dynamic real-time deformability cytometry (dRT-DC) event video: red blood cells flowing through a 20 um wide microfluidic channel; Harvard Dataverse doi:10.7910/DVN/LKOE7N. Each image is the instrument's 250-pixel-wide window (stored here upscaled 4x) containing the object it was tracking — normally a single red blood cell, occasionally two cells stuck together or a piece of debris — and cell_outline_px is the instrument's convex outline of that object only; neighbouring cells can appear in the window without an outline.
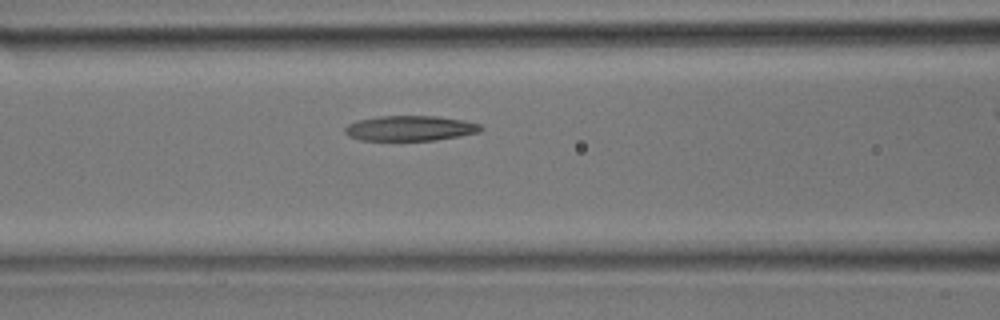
{"species": "common noctule bat (a hibernating species)", "species_latin": "Nyctalus noctula", "temperature_condition": "room temperature", "stored_images_in_passage": 20, "camera_frame_rate_fps": 3000, "um_per_image_px": 0.085, "animal": {"sex": "male", "body_mass_g": 17.9}, "frame": {"image": 1, "passage_image": 6, "time_ms": 1.667, "image_size_px": [1000, 320], "cell_outline_px": [[484, 128], [480, 132], [460, 136], [436, 140], [360, 140], [348, 136], [344, 132], [344, 128], [348, 124], [360, 120], [380, 116], [436, 116], [464, 120], [480, 124]], "centroid_in_image_um": [34.88, 10.9], "position_along_channel_um": 131.7, "area_um2": 19.94}}
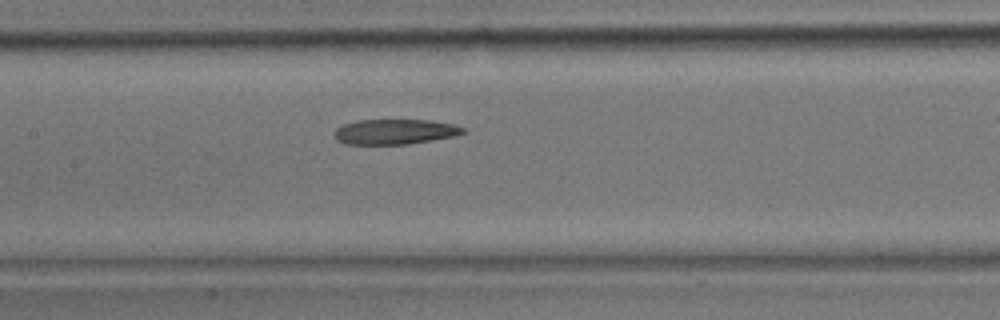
{"frame": {"image": 2, "passage_image": 8, "time_ms": 2.333, "image_size_px": [1000, 320], "cell_outline_px": [[464, 132], [456, 136], [408, 144], [344, 144], [336, 140], [332, 132], [336, 128], [344, 124], [356, 120], [432, 120], [452, 124], [464, 128]], "centroid_in_image_um": [33.51, 11.2], "position_along_channel_um": 173.9, "area_um2": 18.96}}